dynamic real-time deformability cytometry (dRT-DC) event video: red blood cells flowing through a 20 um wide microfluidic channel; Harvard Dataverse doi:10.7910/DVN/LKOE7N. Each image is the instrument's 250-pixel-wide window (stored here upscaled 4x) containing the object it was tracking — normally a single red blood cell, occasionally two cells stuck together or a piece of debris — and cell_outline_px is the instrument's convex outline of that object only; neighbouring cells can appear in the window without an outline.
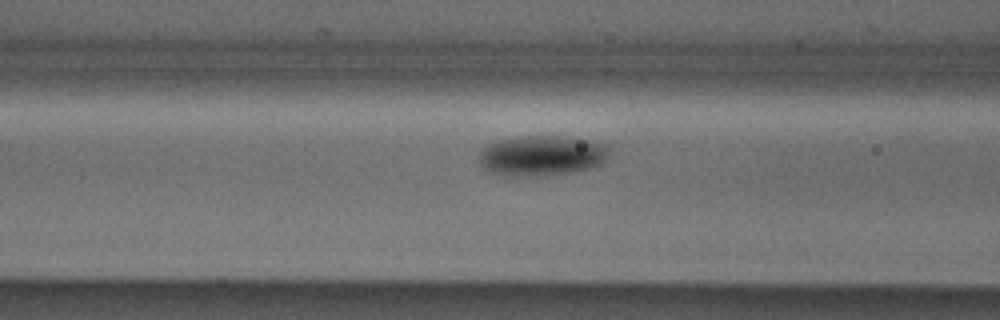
{"species": "Egyptian fruit bat (a non-hibernating species)", "species_latin": "Rousettus aegyptiacus", "temperature_condition": "cold", "stored_images_in_passage": 30, "camera_frame_rate_fps": 3000, "um_per_image_px": 0.085, "animal": {"sex": "male"}, "frame": {"image": 1, "passage_image": 8, "time_ms": 2.333, "image_size_px": [1000, 320], "cell_outline_px": [[608, 148], [604, 160], [596, 168], [572, 172], [504, 176], [492, 172], [484, 168], [476, 160], [480, 152], [488, 144], [500, 140], [516, 136], [572, 136], [608, 144]], "centroid_in_image_um": [46.05, 13.2], "position_along_channel_um": 120.6, "area_um2": 30.52}}
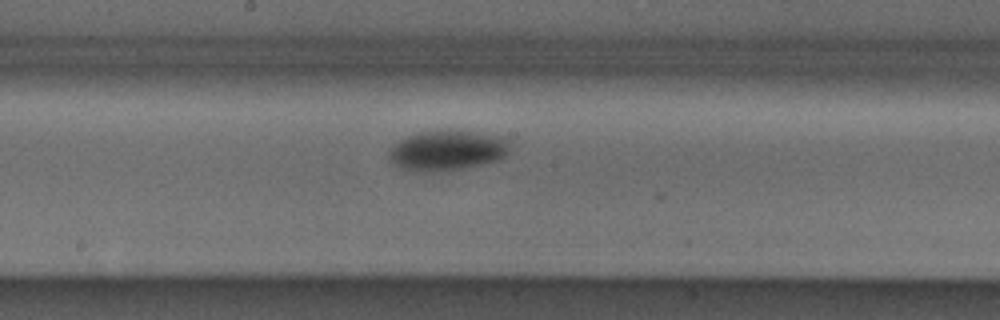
{"frame": {"image": 2, "passage_image": 15, "time_ms": 4.667, "image_size_px": [1000, 320], "cell_outline_px": [[512, 140], [508, 152], [504, 156], [496, 160], [484, 164], [464, 168], [436, 172], [420, 172], [400, 168], [388, 160], [388, 152], [400, 140], [416, 132], [448, 128], [508, 136]], "centroid_in_image_um": [38.06, 12.75], "position_along_channel_um": 210.1, "area_um2": 29.25}}
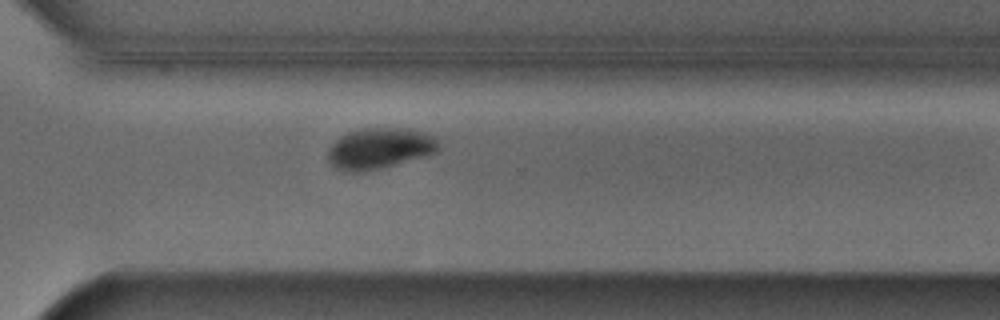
{"frame": {"image": 3, "passage_image": 25, "time_ms": 8.0, "image_size_px": [1000, 320], "cell_outline_px": [[440, 148], [436, 152], [380, 168], [356, 172], [348, 172], [336, 168], [328, 160], [328, 148], [340, 136], [348, 132], [364, 128], [408, 128], [436, 136], [440, 140]], "centroid_in_image_um": [32.28, 12.59], "position_along_channel_um": 338.3, "area_um2": 26.24}}